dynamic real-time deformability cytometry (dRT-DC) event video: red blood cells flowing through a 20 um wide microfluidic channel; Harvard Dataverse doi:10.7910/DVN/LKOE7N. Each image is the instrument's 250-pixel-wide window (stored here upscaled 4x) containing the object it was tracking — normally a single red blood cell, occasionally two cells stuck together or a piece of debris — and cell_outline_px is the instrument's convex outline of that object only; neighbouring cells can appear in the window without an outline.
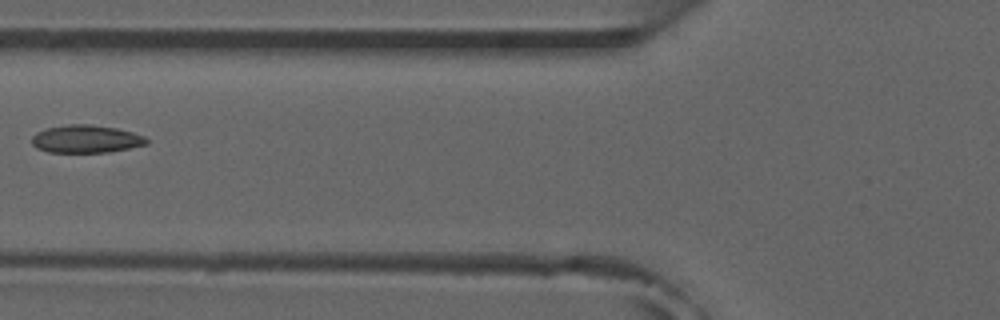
{"species": "common noctule bat (a hibernating species)", "species_latin": "Nyctalus noctula", "temperature_condition": "room temperature", "stored_images_in_passage": 3, "camera_frame_rate_fps": 3000, "um_per_image_px": 0.085, "animal": {"sex": "male", "forearm_length_mm": 52.5}, "frame": {"image": 1, "passage_image": 3, "time_ms": 3.333, "image_size_px": [1000, 320], "cell_outline_px": [[148, 144], [108, 152], [48, 152], [36, 148], [32, 144], [32, 136], [36, 132], [48, 128], [68, 124], [88, 124], [116, 128], [132, 132], [144, 136], [148, 140]], "centroid_in_image_um": [7.3, 11.81], "position_along_channel_um": 118.5, "area_um2": 18.5}}